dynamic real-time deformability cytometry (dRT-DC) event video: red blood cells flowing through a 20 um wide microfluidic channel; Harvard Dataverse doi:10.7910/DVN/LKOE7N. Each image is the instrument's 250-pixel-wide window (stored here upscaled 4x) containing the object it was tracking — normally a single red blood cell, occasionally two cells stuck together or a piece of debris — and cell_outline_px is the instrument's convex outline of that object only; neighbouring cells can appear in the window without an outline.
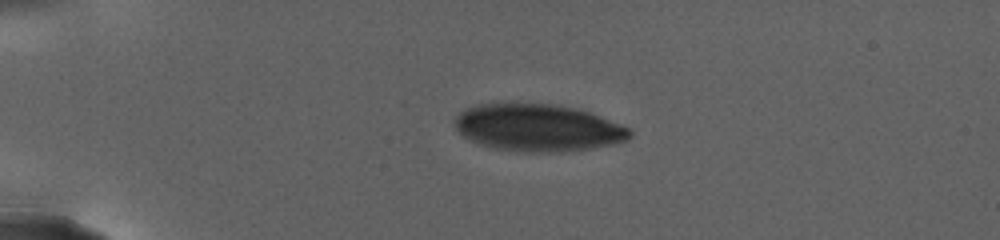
{"species": "human", "species_latin": "Homo sapiens", "temperature_condition": "warm", "stored_images_in_passage": 37, "camera_frame_rate_fps": 3000, "um_per_image_px": 0.085, "donor": {"sex": "female"}, "frame": {"image": 1, "passage_image": 1, "time_ms": 0.0, "image_size_px": [1000, 240], "cell_outline_px": [[632, 136], [628, 140], [612, 144], [564, 152], [524, 152], [492, 148], [468, 140], [456, 128], [452, 120], [464, 108], [476, 104], [500, 100], [512, 100], [556, 104], [576, 108], [600, 116], [632, 128]], "centroid_in_image_um": [45.66, 10.8], "position_along_channel_um": 39.3, "area_um2": 49.71}}
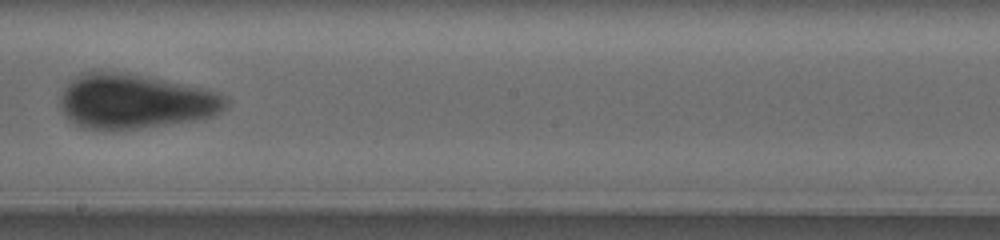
{"frame": {"image": 2, "passage_image": 22, "time_ms": 10.0, "image_size_px": [1000, 240], "cell_outline_px": [[228, 108], [212, 116], [196, 120], [112, 132], [80, 128], [68, 120], [64, 116], [60, 108], [60, 96], [64, 88], [80, 72], [100, 68], [124, 72], [204, 88], [228, 96]], "centroid_in_image_um": [11.41, 8.62], "position_along_channel_um": 236.8, "area_um2": 54.16}}
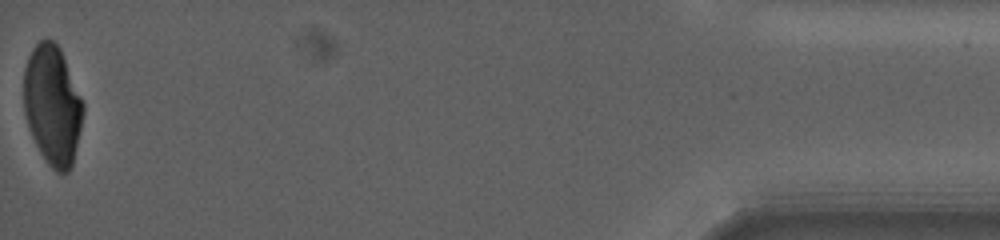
{"frame": {"image": 3, "passage_image": 37, "time_ms": 21.0, "image_size_px": [1000, 240], "cell_outline_px": [[84, 112], [72, 164], [68, 172], [56, 172], [48, 164], [40, 152], [28, 128], [24, 112], [24, 68], [28, 56], [32, 48], [40, 40], [52, 40], [60, 48], [84, 104]], "centroid_in_image_um": [4.45, 8.93], "position_along_channel_um": 430.8, "area_um2": 41.15}}